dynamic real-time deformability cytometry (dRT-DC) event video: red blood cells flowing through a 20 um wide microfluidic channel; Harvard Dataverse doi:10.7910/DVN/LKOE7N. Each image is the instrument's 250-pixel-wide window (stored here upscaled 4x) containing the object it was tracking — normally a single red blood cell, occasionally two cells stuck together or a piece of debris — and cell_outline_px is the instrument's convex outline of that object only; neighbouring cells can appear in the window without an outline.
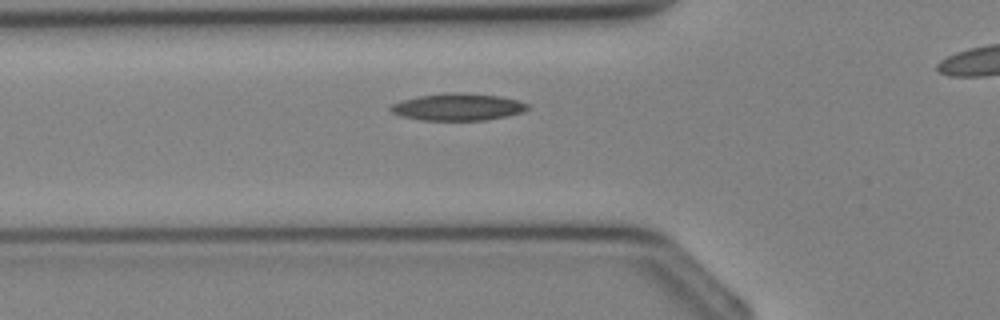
{"species": "Egyptian fruit bat (a non-hibernating species)", "species_latin": "Rousettus aegyptiacus", "temperature_condition": "cold", "stored_images_in_passage": 22, "camera_frame_rate_fps": 3000, "um_per_image_px": 0.085, "animal": {"sex": "female"}, "frame": {"image": 1, "passage_image": 3, "time_ms": 0.667, "image_size_px": [1000, 320], "cell_outline_px": [[532, 108], [524, 112], [484, 120], [420, 120], [400, 116], [392, 112], [388, 108], [392, 104], [400, 100], [416, 96], [444, 92], [464, 92], [500, 96], [532, 104]], "centroid_in_image_um": [38.92, 9.07], "position_along_channel_um": 86.9, "area_um2": 22.02}}
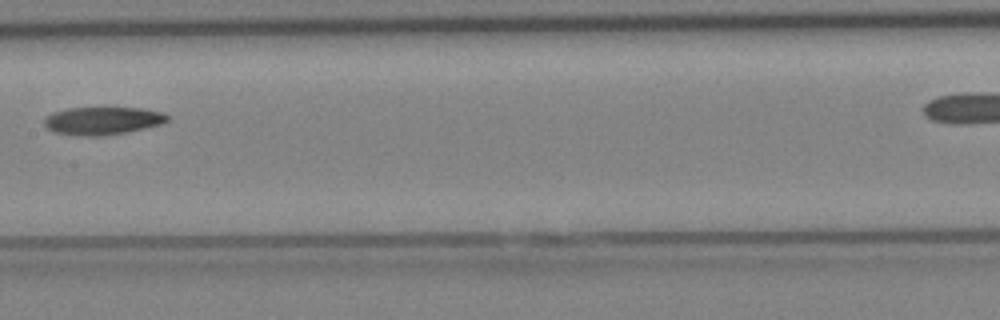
{"frame": {"image": 2, "passage_image": 9, "time_ms": 2.667, "image_size_px": [1000, 320], "cell_outline_px": [[168, 120], [160, 124], [128, 132], [104, 136], [76, 136], [52, 132], [44, 124], [44, 120], [52, 112], [68, 108], [140, 108], [164, 112], [168, 116]], "centroid_in_image_um": [8.7, 10.27], "position_along_channel_um": 198.7, "area_um2": 20.06}}
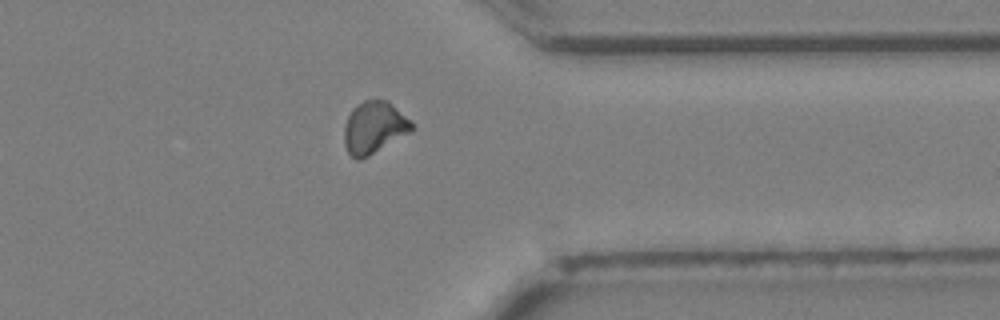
{"frame": {"image": 3, "passage_image": 19, "time_ms": 6.0, "image_size_px": [1000, 320], "cell_outline_px": [[412, 132], [368, 156], [360, 160], [356, 160], [348, 152], [344, 144], [344, 124], [352, 108], [364, 100], [376, 96], [388, 100], [412, 120]], "centroid_in_image_um": [31.81, 10.79], "position_along_channel_um": 379.6, "area_um2": 21.04}}